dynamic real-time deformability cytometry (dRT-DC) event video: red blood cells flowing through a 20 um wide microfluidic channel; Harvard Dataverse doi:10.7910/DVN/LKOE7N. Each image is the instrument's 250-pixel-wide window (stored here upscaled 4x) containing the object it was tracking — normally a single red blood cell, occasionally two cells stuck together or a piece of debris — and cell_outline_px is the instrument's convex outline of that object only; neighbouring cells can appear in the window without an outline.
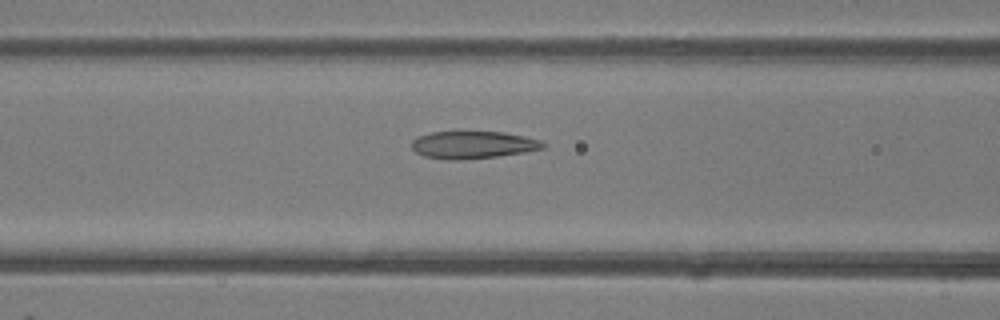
{"species": "common noctule bat (a hibernating species)", "species_latin": "Nyctalus noctula", "temperature_condition": "room temperature", "stored_images_in_passage": 30, "camera_frame_rate_fps": 3000, "um_per_image_px": 0.085, "animal": {"sex": "female"}, "frame": {"image": 1, "passage_image": 14, "time_ms": 4.333, "image_size_px": [1000, 320], "cell_outline_px": [[544, 148], [524, 152], [496, 156], [460, 160], [456, 160], [424, 156], [416, 152], [412, 148], [412, 140], [416, 136], [432, 132], [460, 128], [504, 132], [524, 136], [540, 140], [544, 144]], "centroid_in_image_um": [40.15, 12.25], "position_along_channel_um": 126.5, "area_um2": 21.79}}
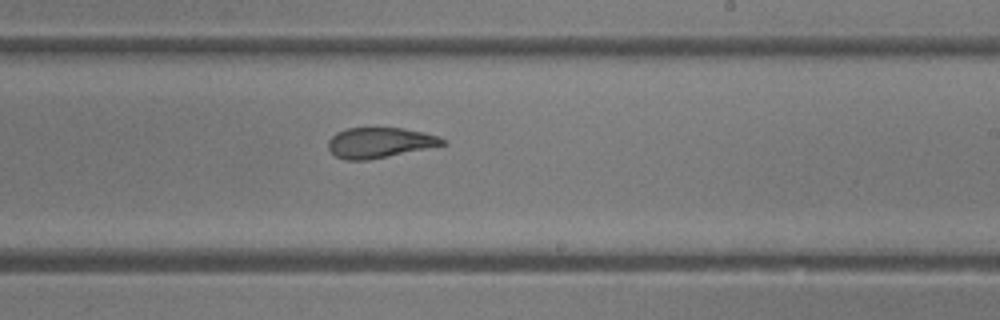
{"frame": {"image": 2, "passage_image": 23, "time_ms": 7.333, "image_size_px": [1000, 320], "cell_outline_px": [[448, 144], [368, 160], [344, 160], [336, 156], [328, 148], [328, 140], [336, 132], [348, 128], [404, 128], [424, 132], [448, 140]], "centroid_in_image_um": [32.28, 12.12], "position_along_channel_um": 256.7, "area_um2": 20.23}}
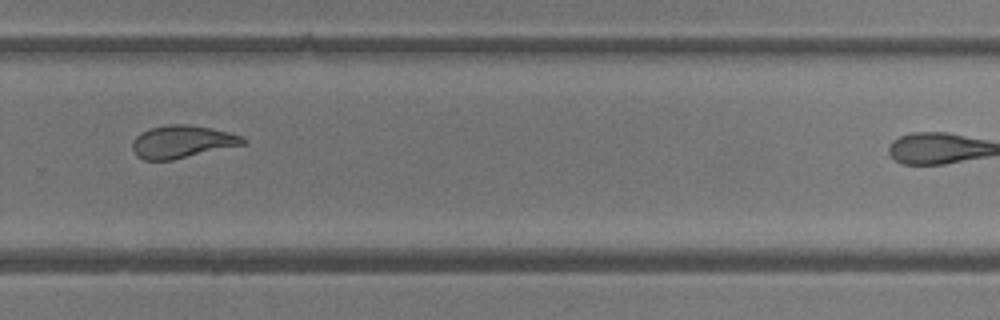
{"frame": {"image": 3, "passage_image": 27, "time_ms": 8.667, "image_size_px": [1000, 320], "cell_outline_px": [[248, 140], [244, 144], [172, 160], [144, 160], [136, 156], [132, 148], [132, 144], [136, 136], [140, 132], [148, 128], [168, 124], [188, 124], [212, 128], [228, 132], [240, 136]], "centroid_in_image_um": [15.44, 12.04], "position_along_channel_um": 314.4, "area_um2": 21.04}}